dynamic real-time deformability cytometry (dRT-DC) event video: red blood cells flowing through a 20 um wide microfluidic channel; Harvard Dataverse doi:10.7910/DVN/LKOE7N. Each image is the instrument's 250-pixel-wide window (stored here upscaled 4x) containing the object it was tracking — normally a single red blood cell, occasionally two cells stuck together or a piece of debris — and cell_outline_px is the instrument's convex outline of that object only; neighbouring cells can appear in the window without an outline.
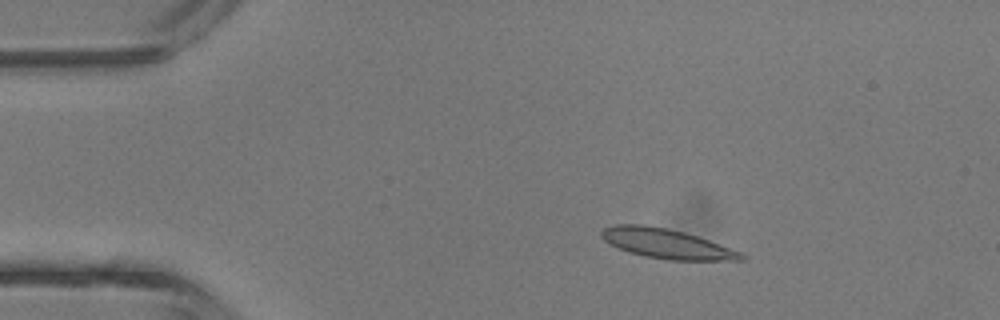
{"species": "common noctule bat (a hibernating species)", "species_latin": "Nyctalus noctula", "temperature_condition": "room temperature", "stored_images_in_passage": 5, "camera_frame_rate_fps": 3000, "um_per_image_px": 0.085, "animal": {"sex": "male", "body_mass_g": 13.3}, "frame": {"image": 1, "passage_image": 2, "time_ms": 1.333, "image_size_px": [1000, 320], "cell_outline_px": [[744, 260], [668, 260], [644, 256], [628, 252], [604, 240], [600, 236], [600, 232], [604, 228], [616, 224], [644, 224], [684, 232], [708, 240], [740, 252], [744, 256]], "centroid_in_image_um": [56.61, 20.71], "position_along_channel_um": 28.4, "area_um2": 23.81}}
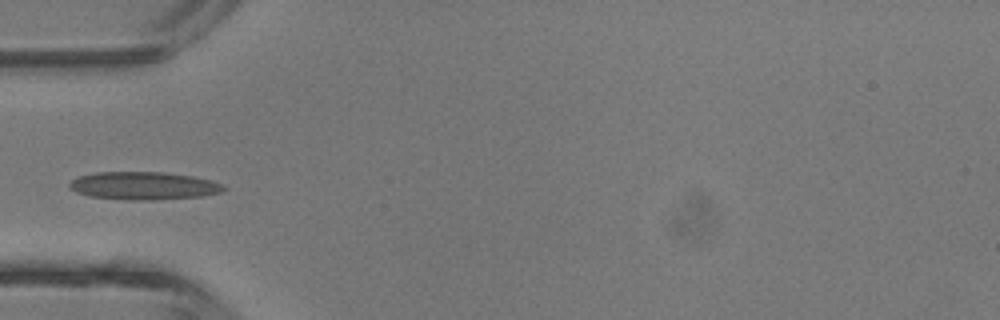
{"frame": {"image": 2, "passage_image": 4, "time_ms": 3.667, "image_size_px": [1000, 320], "cell_outline_px": [[228, 188], [224, 192], [204, 196], [152, 200], [132, 200], [88, 196], [76, 192], [68, 188], [68, 184], [76, 176], [96, 172], [164, 172], [192, 176], [212, 180]], "centroid_in_image_um": [12.21, 15.79], "position_along_channel_um": 72.8, "area_um2": 25.32}}
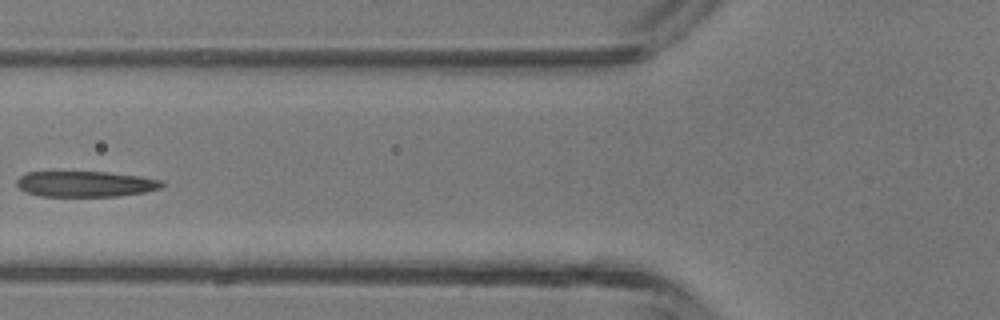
{"frame": {"image": 3, "passage_image": 5, "time_ms": 4.667, "image_size_px": [1000, 320], "cell_outline_px": [[164, 184], [160, 188], [144, 192], [116, 196], [40, 196], [24, 192], [16, 184], [16, 180], [20, 176], [28, 172], [108, 172], [140, 176], [164, 180]], "centroid_in_image_um": [7.26, 15.63], "position_along_channel_um": 118.5, "area_um2": 21.79}}